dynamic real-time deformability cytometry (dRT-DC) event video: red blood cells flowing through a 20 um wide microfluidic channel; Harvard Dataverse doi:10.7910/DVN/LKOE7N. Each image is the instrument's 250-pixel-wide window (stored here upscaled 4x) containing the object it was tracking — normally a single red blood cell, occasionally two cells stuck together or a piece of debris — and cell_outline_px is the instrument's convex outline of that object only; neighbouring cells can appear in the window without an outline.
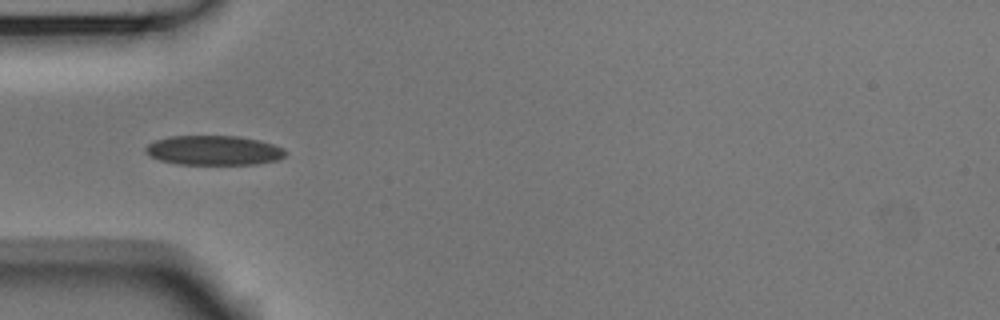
{"species": "Egyptian fruit bat (a non-hibernating species)", "species_latin": "Rousettus aegyptiacus", "temperature_condition": "room temperature", "stored_images_in_passage": 38, "camera_frame_rate_fps": 3000, "um_per_image_px": 0.085, "animal": {"sex": "male"}, "frame": {"image": 1, "passage_image": 1, "time_ms": 0.0, "image_size_px": [1000, 320], "cell_outline_px": [[288, 152], [280, 160], [256, 164], [176, 164], [160, 160], [144, 152], [144, 148], [148, 144], [156, 140], [168, 136], [240, 136], [260, 140], [284, 148]], "centroid_in_image_um": [18.2, 12.78], "position_along_channel_um": 66.8, "area_um2": 24.28}}
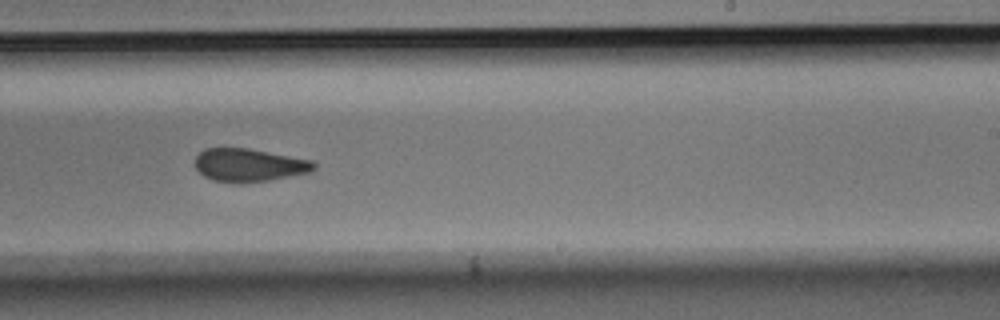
{"frame": {"image": 2, "passage_image": 17, "time_ms": 5.333, "image_size_px": [1000, 320], "cell_outline_px": [[316, 168], [308, 172], [268, 180], [236, 184], [212, 180], [204, 176], [196, 168], [196, 156], [204, 148], [248, 148], [312, 160], [316, 164]], "centroid_in_image_um": [21.14, 14.03], "position_along_channel_um": 267.9, "area_um2": 22.83}}
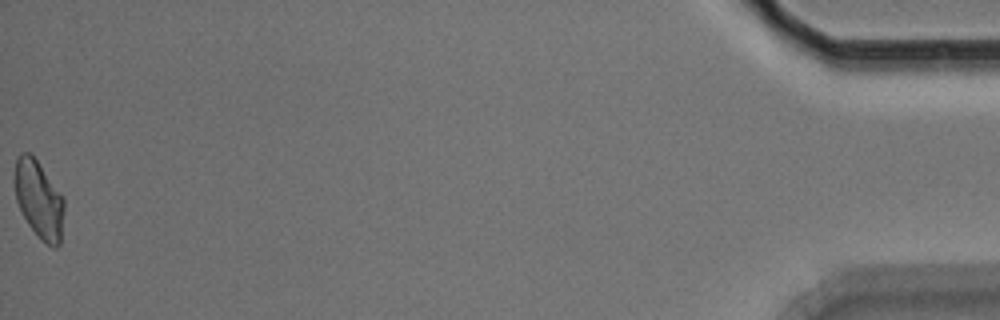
{"frame": {"image": 3, "passage_image": 38, "time_ms": 12.333, "image_size_px": [1000, 320], "cell_outline_px": [[64, 208], [60, 244], [56, 248], [52, 248], [28, 224], [16, 200], [16, 156], [20, 152], [32, 152], [64, 196]], "centroid_in_image_um": [3.34, 16.9], "position_along_channel_um": 431.9, "area_um2": 22.25}, "authors_computed_cell_mechanics": {"area_um2": 23.4957, "velocity_mm_per_s": 3.7548, "shape_relaxation_time_tau1_ms": 3.3683, "shape_relaxation_time_tau2_ms": 1.4455, "deformation_change_tau1": 0.1092, "deformation_change_tau2": 0.0623}}